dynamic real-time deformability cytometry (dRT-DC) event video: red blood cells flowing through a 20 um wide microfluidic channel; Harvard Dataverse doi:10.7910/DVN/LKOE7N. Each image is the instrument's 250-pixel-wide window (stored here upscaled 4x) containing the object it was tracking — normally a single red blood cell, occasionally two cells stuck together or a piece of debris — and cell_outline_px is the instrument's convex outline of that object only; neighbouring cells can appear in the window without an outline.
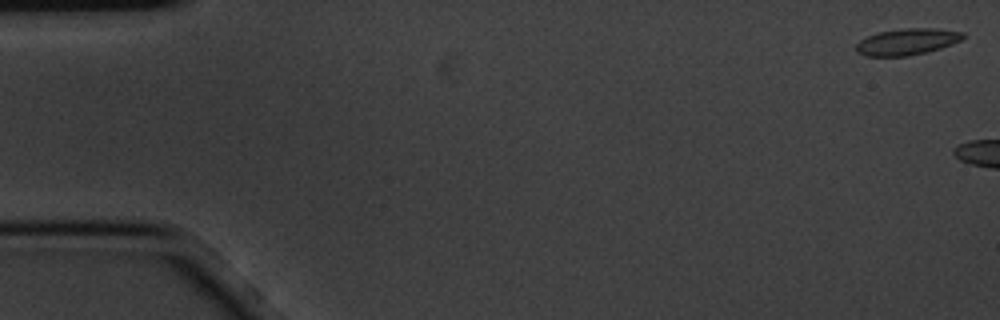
{"species": "common noctule bat (a hibernating species)", "species_latin": "Nyctalus noctula", "temperature_condition": "cold", "stored_images_in_passage": 3, "camera_frame_rate_fps": 3000, "um_per_image_px": 0.085, "animal": {"sex": "male", "body_mass_g": 20.1, "forearm_length_mm": 53.5}, "frame": {"image": 1, "passage_image": 1, "time_ms": 0.0, "image_size_px": [1000, 320], "cell_outline_px": [[964, 36], [960, 40], [952, 44], [928, 52], [908, 56], [864, 56], [856, 52], [856, 44], [860, 40], [876, 32], [904, 28], [936, 28], [964, 32]], "centroid_in_image_um": [77.08, 3.55], "position_along_channel_um": 7.9, "area_um2": 16.59}}